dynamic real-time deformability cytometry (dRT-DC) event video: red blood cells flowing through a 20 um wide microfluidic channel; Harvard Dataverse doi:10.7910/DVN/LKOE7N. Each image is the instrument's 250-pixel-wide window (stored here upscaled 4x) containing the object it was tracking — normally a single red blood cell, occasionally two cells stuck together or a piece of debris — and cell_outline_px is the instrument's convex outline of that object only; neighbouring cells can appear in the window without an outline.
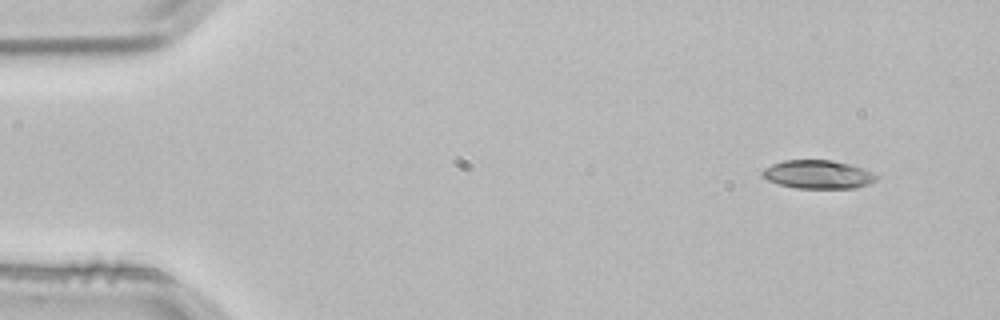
{"species": "common noctule bat (a hibernating species)", "species_latin": "Nyctalus noctula", "temperature_condition": "room temperature", "stored_images_in_passage": 4, "segment_of_instrument_passage": [2, 2], "camera_frame_rate_fps": 3000, "um_per_image_px": 0.085, "animal": {"sex": "male", "body_mass_g": 21.5, "forearm_length_mm": 52.0}, "frame": {"image": 1, "passage_image": 4, "time_ms": 1.0, "image_size_px": [1000, 320], "cell_outline_px": [[880, 176], [876, 180], [868, 184], [856, 188], [796, 188], [780, 184], [768, 180], [760, 172], [764, 168], [772, 164], [784, 160], [832, 160], [848, 164], [872, 172]], "centroid_in_image_um": [69.53, 14.83], "position_along_channel_um": 15.5, "area_um2": 18.79}}